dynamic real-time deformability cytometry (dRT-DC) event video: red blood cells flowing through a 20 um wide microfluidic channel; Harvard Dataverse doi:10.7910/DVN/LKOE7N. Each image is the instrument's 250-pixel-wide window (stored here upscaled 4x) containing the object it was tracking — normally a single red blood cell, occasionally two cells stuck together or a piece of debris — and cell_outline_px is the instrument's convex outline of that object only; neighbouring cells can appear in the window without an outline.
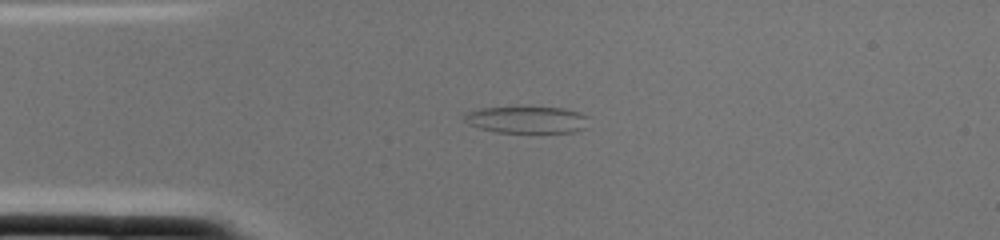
{"species": "common noctule bat (a hibernating species)", "species_latin": "Nyctalus noctula", "temperature_condition": "cold", "stored_images_in_passage": 1, "camera_frame_rate_fps": 3000, "um_per_image_px": 0.085, "animal": {"sex": "female", "body_mass_g": 22.0, "forearm_length_mm": 56.7}, "frame": {"image": 1, "passage_image": 1, "time_ms": 0.0, "image_size_px": [1000, 240], "cell_outline_px": [[588, 116], [584, 128], [572, 132], [496, 132], [480, 128], [468, 124], [460, 116], [464, 112], [484, 108], [564, 108], [580, 112]], "centroid_in_image_um": [44.73, 10.18], "position_along_channel_um": 40.3, "area_um2": 19.25}}